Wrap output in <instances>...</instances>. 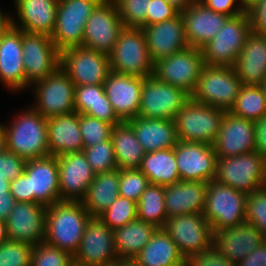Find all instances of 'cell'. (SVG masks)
<instances>
[{
  "mask_svg": "<svg viewBox=\"0 0 266 266\" xmlns=\"http://www.w3.org/2000/svg\"><path fill=\"white\" fill-rule=\"evenodd\" d=\"M113 125L85 114H79V129L84 148L111 139Z\"/></svg>",
  "mask_w": 266,
  "mask_h": 266,
  "instance_id": "cell-43",
  "label": "cell"
},
{
  "mask_svg": "<svg viewBox=\"0 0 266 266\" xmlns=\"http://www.w3.org/2000/svg\"><path fill=\"white\" fill-rule=\"evenodd\" d=\"M73 262L74 266H115L119 262L113 230L98 217L88 220Z\"/></svg>",
  "mask_w": 266,
  "mask_h": 266,
  "instance_id": "cell-13",
  "label": "cell"
},
{
  "mask_svg": "<svg viewBox=\"0 0 266 266\" xmlns=\"http://www.w3.org/2000/svg\"><path fill=\"white\" fill-rule=\"evenodd\" d=\"M6 150V131L5 127L0 124V153Z\"/></svg>",
  "mask_w": 266,
  "mask_h": 266,
  "instance_id": "cell-60",
  "label": "cell"
},
{
  "mask_svg": "<svg viewBox=\"0 0 266 266\" xmlns=\"http://www.w3.org/2000/svg\"><path fill=\"white\" fill-rule=\"evenodd\" d=\"M6 131V150L27 160L50 156L47 118L34 108L25 111Z\"/></svg>",
  "mask_w": 266,
  "mask_h": 266,
  "instance_id": "cell-2",
  "label": "cell"
},
{
  "mask_svg": "<svg viewBox=\"0 0 266 266\" xmlns=\"http://www.w3.org/2000/svg\"><path fill=\"white\" fill-rule=\"evenodd\" d=\"M139 169L146 175L150 184L165 187L180 182L175 147L146 153Z\"/></svg>",
  "mask_w": 266,
  "mask_h": 266,
  "instance_id": "cell-38",
  "label": "cell"
},
{
  "mask_svg": "<svg viewBox=\"0 0 266 266\" xmlns=\"http://www.w3.org/2000/svg\"><path fill=\"white\" fill-rule=\"evenodd\" d=\"M29 202L49 207L61 201L59 193V170L57 156L27 160Z\"/></svg>",
  "mask_w": 266,
  "mask_h": 266,
  "instance_id": "cell-19",
  "label": "cell"
},
{
  "mask_svg": "<svg viewBox=\"0 0 266 266\" xmlns=\"http://www.w3.org/2000/svg\"><path fill=\"white\" fill-rule=\"evenodd\" d=\"M9 240L7 235L6 221L0 220V244Z\"/></svg>",
  "mask_w": 266,
  "mask_h": 266,
  "instance_id": "cell-61",
  "label": "cell"
},
{
  "mask_svg": "<svg viewBox=\"0 0 266 266\" xmlns=\"http://www.w3.org/2000/svg\"><path fill=\"white\" fill-rule=\"evenodd\" d=\"M91 169L96 173L110 172L117 169L112 140L103 141L91 147L83 148Z\"/></svg>",
  "mask_w": 266,
  "mask_h": 266,
  "instance_id": "cell-42",
  "label": "cell"
},
{
  "mask_svg": "<svg viewBox=\"0 0 266 266\" xmlns=\"http://www.w3.org/2000/svg\"><path fill=\"white\" fill-rule=\"evenodd\" d=\"M243 85H261L266 78V36L251 32L234 64Z\"/></svg>",
  "mask_w": 266,
  "mask_h": 266,
  "instance_id": "cell-30",
  "label": "cell"
},
{
  "mask_svg": "<svg viewBox=\"0 0 266 266\" xmlns=\"http://www.w3.org/2000/svg\"><path fill=\"white\" fill-rule=\"evenodd\" d=\"M75 112L95 117L113 126L122 122L115 114L103 84L75 86Z\"/></svg>",
  "mask_w": 266,
  "mask_h": 266,
  "instance_id": "cell-34",
  "label": "cell"
},
{
  "mask_svg": "<svg viewBox=\"0 0 266 266\" xmlns=\"http://www.w3.org/2000/svg\"><path fill=\"white\" fill-rule=\"evenodd\" d=\"M37 83V84H36ZM38 107L45 118L75 112V84L59 67L52 75L35 82Z\"/></svg>",
  "mask_w": 266,
  "mask_h": 266,
  "instance_id": "cell-17",
  "label": "cell"
},
{
  "mask_svg": "<svg viewBox=\"0 0 266 266\" xmlns=\"http://www.w3.org/2000/svg\"><path fill=\"white\" fill-rule=\"evenodd\" d=\"M110 69L116 73L150 77L154 72L142 28L125 27L109 54Z\"/></svg>",
  "mask_w": 266,
  "mask_h": 266,
  "instance_id": "cell-3",
  "label": "cell"
},
{
  "mask_svg": "<svg viewBox=\"0 0 266 266\" xmlns=\"http://www.w3.org/2000/svg\"><path fill=\"white\" fill-rule=\"evenodd\" d=\"M10 181L5 178L3 175H0V193L9 192L10 191Z\"/></svg>",
  "mask_w": 266,
  "mask_h": 266,
  "instance_id": "cell-62",
  "label": "cell"
},
{
  "mask_svg": "<svg viewBox=\"0 0 266 266\" xmlns=\"http://www.w3.org/2000/svg\"><path fill=\"white\" fill-rule=\"evenodd\" d=\"M164 200V186L149 184L136 203L137 219L163 228L168 219Z\"/></svg>",
  "mask_w": 266,
  "mask_h": 266,
  "instance_id": "cell-39",
  "label": "cell"
},
{
  "mask_svg": "<svg viewBox=\"0 0 266 266\" xmlns=\"http://www.w3.org/2000/svg\"><path fill=\"white\" fill-rule=\"evenodd\" d=\"M185 266H236L213 246L198 254L189 256L185 260Z\"/></svg>",
  "mask_w": 266,
  "mask_h": 266,
  "instance_id": "cell-49",
  "label": "cell"
},
{
  "mask_svg": "<svg viewBox=\"0 0 266 266\" xmlns=\"http://www.w3.org/2000/svg\"><path fill=\"white\" fill-rule=\"evenodd\" d=\"M125 28L114 0H102L88 18L83 46L109 55Z\"/></svg>",
  "mask_w": 266,
  "mask_h": 266,
  "instance_id": "cell-15",
  "label": "cell"
},
{
  "mask_svg": "<svg viewBox=\"0 0 266 266\" xmlns=\"http://www.w3.org/2000/svg\"><path fill=\"white\" fill-rule=\"evenodd\" d=\"M180 13L184 20L188 45L199 49L215 37L229 18L207 8L198 0H193Z\"/></svg>",
  "mask_w": 266,
  "mask_h": 266,
  "instance_id": "cell-25",
  "label": "cell"
},
{
  "mask_svg": "<svg viewBox=\"0 0 266 266\" xmlns=\"http://www.w3.org/2000/svg\"><path fill=\"white\" fill-rule=\"evenodd\" d=\"M117 266H142L133 259L119 260Z\"/></svg>",
  "mask_w": 266,
  "mask_h": 266,
  "instance_id": "cell-63",
  "label": "cell"
},
{
  "mask_svg": "<svg viewBox=\"0 0 266 266\" xmlns=\"http://www.w3.org/2000/svg\"><path fill=\"white\" fill-rule=\"evenodd\" d=\"M136 202L118 196L98 218L113 231L137 219Z\"/></svg>",
  "mask_w": 266,
  "mask_h": 266,
  "instance_id": "cell-41",
  "label": "cell"
},
{
  "mask_svg": "<svg viewBox=\"0 0 266 266\" xmlns=\"http://www.w3.org/2000/svg\"><path fill=\"white\" fill-rule=\"evenodd\" d=\"M47 137L51 156L82 152L84 144L79 129V113L47 118Z\"/></svg>",
  "mask_w": 266,
  "mask_h": 266,
  "instance_id": "cell-29",
  "label": "cell"
},
{
  "mask_svg": "<svg viewBox=\"0 0 266 266\" xmlns=\"http://www.w3.org/2000/svg\"><path fill=\"white\" fill-rule=\"evenodd\" d=\"M255 151L266 159V116L254 121Z\"/></svg>",
  "mask_w": 266,
  "mask_h": 266,
  "instance_id": "cell-56",
  "label": "cell"
},
{
  "mask_svg": "<svg viewBox=\"0 0 266 266\" xmlns=\"http://www.w3.org/2000/svg\"><path fill=\"white\" fill-rule=\"evenodd\" d=\"M58 2L59 0H16L17 14L23 26L20 30L51 37Z\"/></svg>",
  "mask_w": 266,
  "mask_h": 266,
  "instance_id": "cell-32",
  "label": "cell"
},
{
  "mask_svg": "<svg viewBox=\"0 0 266 266\" xmlns=\"http://www.w3.org/2000/svg\"><path fill=\"white\" fill-rule=\"evenodd\" d=\"M247 195L216 180L208 182L203 216L213 231L246 222Z\"/></svg>",
  "mask_w": 266,
  "mask_h": 266,
  "instance_id": "cell-7",
  "label": "cell"
},
{
  "mask_svg": "<svg viewBox=\"0 0 266 266\" xmlns=\"http://www.w3.org/2000/svg\"><path fill=\"white\" fill-rule=\"evenodd\" d=\"M146 153L174 148L178 142L174 120L137 116L127 121Z\"/></svg>",
  "mask_w": 266,
  "mask_h": 266,
  "instance_id": "cell-31",
  "label": "cell"
},
{
  "mask_svg": "<svg viewBox=\"0 0 266 266\" xmlns=\"http://www.w3.org/2000/svg\"><path fill=\"white\" fill-rule=\"evenodd\" d=\"M26 160L13 152L5 150L0 153V175H3L9 181L19 177L25 168Z\"/></svg>",
  "mask_w": 266,
  "mask_h": 266,
  "instance_id": "cell-50",
  "label": "cell"
},
{
  "mask_svg": "<svg viewBox=\"0 0 266 266\" xmlns=\"http://www.w3.org/2000/svg\"><path fill=\"white\" fill-rule=\"evenodd\" d=\"M142 29L150 57L154 63L189 47L181 13L175 18L144 26Z\"/></svg>",
  "mask_w": 266,
  "mask_h": 266,
  "instance_id": "cell-24",
  "label": "cell"
},
{
  "mask_svg": "<svg viewBox=\"0 0 266 266\" xmlns=\"http://www.w3.org/2000/svg\"><path fill=\"white\" fill-rule=\"evenodd\" d=\"M246 222L258 228L266 238V185L247 195Z\"/></svg>",
  "mask_w": 266,
  "mask_h": 266,
  "instance_id": "cell-48",
  "label": "cell"
},
{
  "mask_svg": "<svg viewBox=\"0 0 266 266\" xmlns=\"http://www.w3.org/2000/svg\"><path fill=\"white\" fill-rule=\"evenodd\" d=\"M163 229L176 243L185 260L213 246V228L203 214L168 218Z\"/></svg>",
  "mask_w": 266,
  "mask_h": 266,
  "instance_id": "cell-14",
  "label": "cell"
},
{
  "mask_svg": "<svg viewBox=\"0 0 266 266\" xmlns=\"http://www.w3.org/2000/svg\"><path fill=\"white\" fill-rule=\"evenodd\" d=\"M12 26V19L0 12V37Z\"/></svg>",
  "mask_w": 266,
  "mask_h": 266,
  "instance_id": "cell-58",
  "label": "cell"
},
{
  "mask_svg": "<svg viewBox=\"0 0 266 266\" xmlns=\"http://www.w3.org/2000/svg\"><path fill=\"white\" fill-rule=\"evenodd\" d=\"M10 192L16 202H29L27 174L23 172L15 180L10 181Z\"/></svg>",
  "mask_w": 266,
  "mask_h": 266,
  "instance_id": "cell-55",
  "label": "cell"
},
{
  "mask_svg": "<svg viewBox=\"0 0 266 266\" xmlns=\"http://www.w3.org/2000/svg\"><path fill=\"white\" fill-rule=\"evenodd\" d=\"M17 26L12 20V26L0 37V79L11 89L26 87L22 30Z\"/></svg>",
  "mask_w": 266,
  "mask_h": 266,
  "instance_id": "cell-27",
  "label": "cell"
},
{
  "mask_svg": "<svg viewBox=\"0 0 266 266\" xmlns=\"http://www.w3.org/2000/svg\"><path fill=\"white\" fill-rule=\"evenodd\" d=\"M225 111L190 98L175 115L176 136L180 141L213 144Z\"/></svg>",
  "mask_w": 266,
  "mask_h": 266,
  "instance_id": "cell-4",
  "label": "cell"
},
{
  "mask_svg": "<svg viewBox=\"0 0 266 266\" xmlns=\"http://www.w3.org/2000/svg\"><path fill=\"white\" fill-rule=\"evenodd\" d=\"M191 96L177 88L158 80L154 75L144 78L139 117L149 119H171L182 109Z\"/></svg>",
  "mask_w": 266,
  "mask_h": 266,
  "instance_id": "cell-12",
  "label": "cell"
},
{
  "mask_svg": "<svg viewBox=\"0 0 266 266\" xmlns=\"http://www.w3.org/2000/svg\"><path fill=\"white\" fill-rule=\"evenodd\" d=\"M261 88L263 90V93H264V96H265V99H266V78L263 80V82L261 83Z\"/></svg>",
  "mask_w": 266,
  "mask_h": 266,
  "instance_id": "cell-65",
  "label": "cell"
},
{
  "mask_svg": "<svg viewBox=\"0 0 266 266\" xmlns=\"http://www.w3.org/2000/svg\"><path fill=\"white\" fill-rule=\"evenodd\" d=\"M202 50L188 47L154 63L153 75L163 83L194 92L204 66Z\"/></svg>",
  "mask_w": 266,
  "mask_h": 266,
  "instance_id": "cell-10",
  "label": "cell"
},
{
  "mask_svg": "<svg viewBox=\"0 0 266 266\" xmlns=\"http://www.w3.org/2000/svg\"><path fill=\"white\" fill-rule=\"evenodd\" d=\"M22 52L26 86L45 79L60 67V51L48 35L22 31Z\"/></svg>",
  "mask_w": 266,
  "mask_h": 266,
  "instance_id": "cell-16",
  "label": "cell"
},
{
  "mask_svg": "<svg viewBox=\"0 0 266 266\" xmlns=\"http://www.w3.org/2000/svg\"><path fill=\"white\" fill-rule=\"evenodd\" d=\"M31 266H74V262L69 252L40 242L33 246Z\"/></svg>",
  "mask_w": 266,
  "mask_h": 266,
  "instance_id": "cell-44",
  "label": "cell"
},
{
  "mask_svg": "<svg viewBox=\"0 0 266 266\" xmlns=\"http://www.w3.org/2000/svg\"><path fill=\"white\" fill-rule=\"evenodd\" d=\"M180 11L165 0H151L147 10V26L175 18Z\"/></svg>",
  "mask_w": 266,
  "mask_h": 266,
  "instance_id": "cell-51",
  "label": "cell"
},
{
  "mask_svg": "<svg viewBox=\"0 0 266 266\" xmlns=\"http://www.w3.org/2000/svg\"><path fill=\"white\" fill-rule=\"evenodd\" d=\"M156 229L154 225L139 219L115 229L114 248L119 260L134 259L149 243Z\"/></svg>",
  "mask_w": 266,
  "mask_h": 266,
  "instance_id": "cell-36",
  "label": "cell"
},
{
  "mask_svg": "<svg viewBox=\"0 0 266 266\" xmlns=\"http://www.w3.org/2000/svg\"><path fill=\"white\" fill-rule=\"evenodd\" d=\"M90 218L81 201H60L47 207L44 242L74 256Z\"/></svg>",
  "mask_w": 266,
  "mask_h": 266,
  "instance_id": "cell-1",
  "label": "cell"
},
{
  "mask_svg": "<svg viewBox=\"0 0 266 266\" xmlns=\"http://www.w3.org/2000/svg\"><path fill=\"white\" fill-rule=\"evenodd\" d=\"M229 112L251 121L266 116V99L261 86L242 85L236 102Z\"/></svg>",
  "mask_w": 266,
  "mask_h": 266,
  "instance_id": "cell-40",
  "label": "cell"
},
{
  "mask_svg": "<svg viewBox=\"0 0 266 266\" xmlns=\"http://www.w3.org/2000/svg\"><path fill=\"white\" fill-rule=\"evenodd\" d=\"M119 169L98 173L81 200L91 217L102 214L119 196Z\"/></svg>",
  "mask_w": 266,
  "mask_h": 266,
  "instance_id": "cell-35",
  "label": "cell"
},
{
  "mask_svg": "<svg viewBox=\"0 0 266 266\" xmlns=\"http://www.w3.org/2000/svg\"><path fill=\"white\" fill-rule=\"evenodd\" d=\"M242 85L234 67L204 65L191 98L230 111Z\"/></svg>",
  "mask_w": 266,
  "mask_h": 266,
  "instance_id": "cell-6",
  "label": "cell"
},
{
  "mask_svg": "<svg viewBox=\"0 0 266 266\" xmlns=\"http://www.w3.org/2000/svg\"><path fill=\"white\" fill-rule=\"evenodd\" d=\"M102 0H59L51 39L59 51L83 46L84 30L92 11Z\"/></svg>",
  "mask_w": 266,
  "mask_h": 266,
  "instance_id": "cell-9",
  "label": "cell"
},
{
  "mask_svg": "<svg viewBox=\"0 0 266 266\" xmlns=\"http://www.w3.org/2000/svg\"><path fill=\"white\" fill-rule=\"evenodd\" d=\"M59 66L75 86L104 84L111 71L109 55L84 46L60 51Z\"/></svg>",
  "mask_w": 266,
  "mask_h": 266,
  "instance_id": "cell-11",
  "label": "cell"
},
{
  "mask_svg": "<svg viewBox=\"0 0 266 266\" xmlns=\"http://www.w3.org/2000/svg\"><path fill=\"white\" fill-rule=\"evenodd\" d=\"M252 31L266 36V0H260L248 11Z\"/></svg>",
  "mask_w": 266,
  "mask_h": 266,
  "instance_id": "cell-52",
  "label": "cell"
},
{
  "mask_svg": "<svg viewBox=\"0 0 266 266\" xmlns=\"http://www.w3.org/2000/svg\"><path fill=\"white\" fill-rule=\"evenodd\" d=\"M142 266H185V258L163 228H157L149 243L134 257Z\"/></svg>",
  "mask_w": 266,
  "mask_h": 266,
  "instance_id": "cell-33",
  "label": "cell"
},
{
  "mask_svg": "<svg viewBox=\"0 0 266 266\" xmlns=\"http://www.w3.org/2000/svg\"><path fill=\"white\" fill-rule=\"evenodd\" d=\"M46 209L38 203L16 202L6 220L8 239L33 246L44 242Z\"/></svg>",
  "mask_w": 266,
  "mask_h": 266,
  "instance_id": "cell-21",
  "label": "cell"
},
{
  "mask_svg": "<svg viewBox=\"0 0 266 266\" xmlns=\"http://www.w3.org/2000/svg\"><path fill=\"white\" fill-rule=\"evenodd\" d=\"M208 182L180 181L165 186L168 218L183 214H203Z\"/></svg>",
  "mask_w": 266,
  "mask_h": 266,
  "instance_id": "cell-28",
  "label": "cell"
},
{
  "mask_svg": "<svg viewBox=\"0 0 266 266\" xmlns=\"http://www.w3.org/2000/svg\"><path fill=\"white\" fill-rule=\"evenodd\" d=\"M198 1L201 2L207 8L217 13L227 15L229 17L241 15L242 13L245 12L242 7L237 8V10L231 9L235 2L234 0H198Z\"/></svg>",
  "mask_w": 266,
  "mask_h": 266,
  "instance_id": "cell-53",
  "label": "cell"
},
{
  "mask_svg": "<svg viewBox=\"0 0 266 266\" xmlns=\"http://www.w3.org/2000/svg\"><path fill=\"white\" fill-rule=\"evenodd\" d=\"M15 205L16 200L10 191L0 193V220L6 221Z\"/></svg>",
  "mask_w": 266,
  "mask_h": 266,
  "instance_id": "cell-57",
  "label": "cell"
},
{
  "mask_svg": "<svg viewBox=\"0 0 266 266\" xmlns=\"http://www.w3.org/2000/svg\"><path fill=\"white\" fill-rule=\"evenodd\" d=\"M125 27L147 26V10L151 0H114Z\"/></svg>",
  "mask_w": 266,
  "mask_h": 266,
  "instance_id": "cell-45",
  "label": "cell"
},
{
  "mask_svg": "<svg viewBox=\"0 0 266 266\" xmlns=\"http://www.w3.org/2000/svg\"><path fill=\"white\" fill-rule=\"evenodd\" d=\"M251 32V21L247 11L229 17L215 37L201 48L204 64L234 67Z\"/></svg>",
  "mask_w": 266,
  "mask_h": 266,
  "instance_id": "cell-5",
  "label": "cell"
},
{
  "mask_svg": "<svg viewBox=\"0 0 266 266\" xmlns=\"http://www.w3.org/2000/svg\"><path fill=\"white\" fill-rule=\"evenodd\" d=\"M175 156L180 181L211 182L215 180L217 154L211 144L178 140Z\"/></svg>",
  "mask_w": 266,
  "mask_h": 266,
  "instance_id": "cell-18",
  "label": "cell"
},
{
  "mask_svg": "<svg viewBox=\"0 0 266 266\" xmlns=\"http://www.w3.org/2000/svg\"><path fill=\"white\" fill-rule=\"evenodd\" d=\"M258 1L260 0H241L242 4L244 5L242 6V8L244 9V11H248Z\"/></svg>",
  "mask_w": 266,
  "mask_h": 266,
  "instance_id": "cell-64",
  "label": "cell"
},
{
  "mask_svg": "<svg viewBox=\"0 0 266 266\" xmlns=\"http://www.w3.org/2000/svg\"><path fill=\"white\" fill-rule=\"evenodd\" d=\"M144 78L110 71L103 86L117 117L123 122L139 114Z\"/></svg>",
  "mask_w": 266,
  "mask_h": 266,
  "instance_id": "cell-23",
  "label": "cell"
},
{
  "mask_svg": "<svg viewBox=\"0 0 266 266\" xmlns=\"http://www.w3.org/2000/svg\"><path fill=\"white\" fill-rule=\"evenodd\" d=\"M119 196L137 203L150 184L146 175L138 169H119Z\"/></svg>",
  "mask_w": 266,
  "mask_h": 266,
  "instance_id": "cell-46",
  "label": "cell"
},
{
  "mask_svg": "<svg viewBox=\"0 0 266 266\" xmlns=\"http://www.w3.org/2000/svg\"><path fill=\"white\" fill-rule=\"evenodd\" d=\"M212 146L217 158L233 157L255 151L254 121L225 111L219 134Z\"/></svg>",
  "mask_w": 266,
  "mask_h": 266,
  "instance_id": "cell-20",
  "label": "cell"
},
{
  "mask_svg": "<svg viewBox=\"0 0 266 266\" xmlns=\"http://www.w3.org/2000/svg\"><path fill=\"white\" fill-rule=\"evenodd\" d=\"M33 245L7 240L0 244V266H31Z\"/></svg>",
  "mask_w": 266,
  "mask_h": 266,
  "instance_id": "cell-47",
  "label": "cell"
},
{
  "mask_svg": "<svg viewBox=\"0 0 266 266\" xmlns=\"http://www.w3.org/2000/svg\"><path fill=\"white\" fill-rule=\"evenodd\" d=\"M167 3L173 5L180 12L185 10L193 0H165Z\"/></svg>",
  "mask_w": 266,
  "mask_h": 266,
  "instance_id": "cell-59",
  "label": "cell"
},
{
  "mask_svg": "<svg viewBox=\"0 0 266 266\" xmlns=\"http://www.w3.org/2000/svg\"><path fill=\"white\" fill-rule=\"evenodd\" d=\"M236 266H266V239L245 258L236 263Z\"/></svg>",
  "mask_w": 266,
  "mask_h": 266,
  "instance_id": "cell-54",
  "label": "cell"
},
{
  "mask_svg": "<svg viewBox=\"0 0 266 266\" xmlns=\"http://www.w3.org/2000/svg\"><path fill=\"white\" fill-rule=\"evenodd\" d=\"M57 160L61 201H81L96 176L85 154L83 151L66 153L58 156Z\"/></svg>",
  "mask_w": 266,
  "mask_h": 266,
  "instance_id": "cell-22",
  "label": "cell"
},
{
  "mask_svg": "<svg viewBox=\"0 0 266 266\" xmlns=\"http://www.w3.org/2000/svg\"><path fill=\"white\" fill-rule=\"evenodd\" d=\"M111 140L118 169H138L141 166L146 152L127 121L113 127Z\"/></svg>",
  "mask_w": 266,
  "mask_h": 266,
  "instance_id": "cell-37",
  "label": "cell"
},
{
  "mask_svg": "<svg viewBox=\"0 0 266 266\" xmlns=\"http://www.w3.org/2000/svg\"><path fill=\"white\" fill-rule=\"evenodd\" d=\"M215 180L246 194L257 191L266 185V159L256 151L217 158Z\"/></svg>",
  "mask_w": 266,
  "mask_h": 266,
  "instance_id": "cell-8",
  "label": "cell"
},
{
  "mask_svg": "<svg viewBox=\"0 0 266 266\" xmlns=\"http://www.w3.org/2000/svg\"><path fill=\"white\" fill-rule=\"evenodd\" d=\"M266 238L250 223L213 232V247L231 262L238 263Z\"/></svg>",
  "mask_w": 266,
  "mask_h": 266,
  "instance_id": "cell-26",
  "label": "cell"
}]
</instances>
